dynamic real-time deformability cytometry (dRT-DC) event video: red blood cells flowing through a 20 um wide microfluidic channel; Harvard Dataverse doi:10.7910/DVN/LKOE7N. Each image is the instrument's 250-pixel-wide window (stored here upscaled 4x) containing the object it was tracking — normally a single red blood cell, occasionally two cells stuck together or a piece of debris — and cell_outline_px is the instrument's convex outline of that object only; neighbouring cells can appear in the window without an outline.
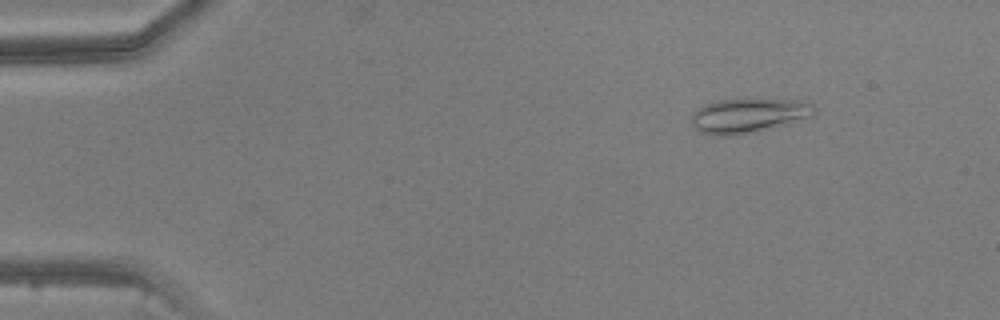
{"species": "common noctule bat (a hibernating species)", "species_latin": "Nyctalus noctula", "temperature_condition": "warm", "stored_images_in_passage": 6, "segment_of_instrument_passage": [1, 2], "camera_frame_rate_fps": 3000, "um_per_image_px": 0.085, "animal": {"sex": "male", "body_mass_g": 20.5, "forearm_length_mm": 52.5}, "frame": {"image": 1, "passage_image": 2, "time_ms": 1.0, "image_size_px": [1000, 320], "cell_outline_px": [[816, 112], [812, 116], [756, 132], [736, 136], [716, 136], [700, 132], [692, 128], [692, 112], [696, 108], [704, 104], [716, 100], [800, 100], [812, 104], [816, 108]], "centroid_in_image_um": [63.55, 9.84], "position_along_channel_um": 21.4, "area_um2": 24.74}}